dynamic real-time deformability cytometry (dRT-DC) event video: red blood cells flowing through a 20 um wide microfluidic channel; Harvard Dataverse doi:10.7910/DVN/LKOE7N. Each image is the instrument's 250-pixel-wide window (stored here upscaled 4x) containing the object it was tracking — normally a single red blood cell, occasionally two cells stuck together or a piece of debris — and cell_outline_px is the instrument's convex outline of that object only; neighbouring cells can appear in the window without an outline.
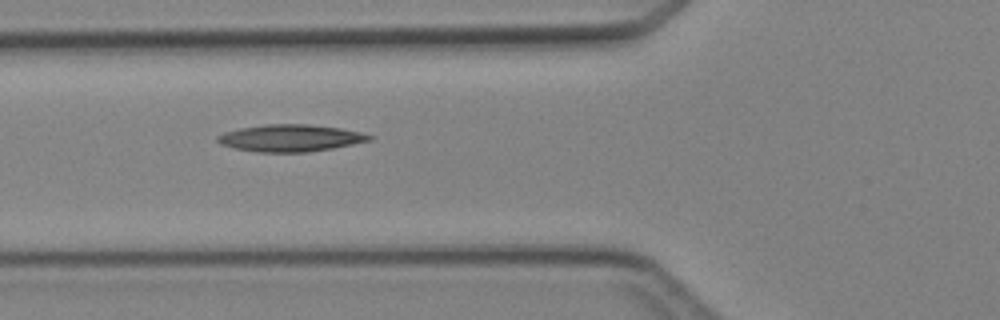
{"species": "Egyptian fruit bat (a non-hibernating species)", "species_latin": "Rousettus aegyptiacus", "temperature_condition": "cold", "stored_images_in_passage": 6, "camera_frame_rate_fps": 3000, "um_per_image_px": 0.085, "animal": {"sex": "female"}, "frame": {"image": 1, "passage_image": 5, "time_ms": 5.667, "image_size_px": [1000, 320], "cell_outline_px": [[372, 140], [332, 148], [308, 152], [256, 152], [232, 148], [220, 144], [216, 140], [216, 136], [224, 132], [240, 128], [264, 124], [308, 124], [340, 128], [360, 132], [372, 136]], "centroid_in_image_um": [24.63, 11.73], "position_along_channel_um": 101.2, "area_um2": 23.93}}
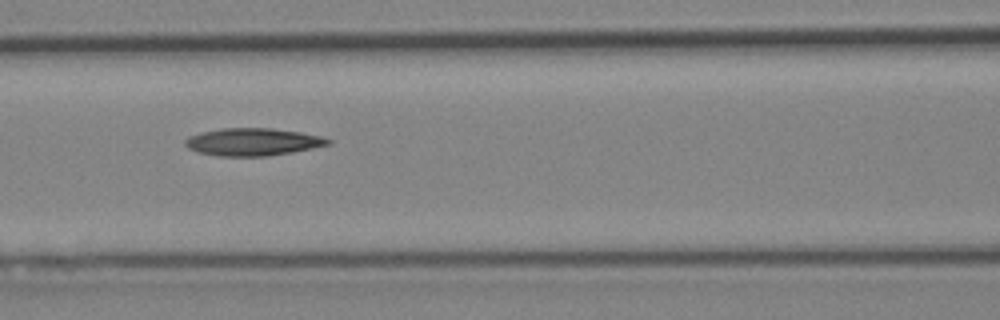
{"frame": {"image": 2, "passage_image": 6, "time_ms": 6.667, "image_size_px": [1000, 320], "cell_outline_px": [[332, 144], [292, 152], [268, 156], [216, 156], [196, 152], [188, 148], [184, 144], [184, 140], [188, 136], [200, 132], [220, 128], [272, 128], [300, 132], [324, 136], [332, 140]], "centroid_in_image_um": [21.48, 12.06], "position_along_channel_um": 145.1, "area_um2": 23.24}}